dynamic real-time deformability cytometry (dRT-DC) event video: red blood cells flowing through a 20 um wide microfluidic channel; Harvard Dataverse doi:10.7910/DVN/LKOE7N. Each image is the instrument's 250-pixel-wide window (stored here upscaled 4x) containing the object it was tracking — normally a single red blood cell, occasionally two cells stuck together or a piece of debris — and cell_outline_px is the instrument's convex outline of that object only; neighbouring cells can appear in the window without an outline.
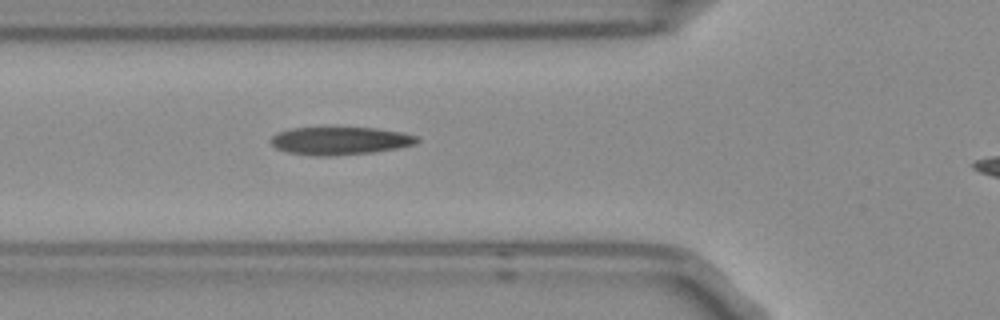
{"species": "Egyptian fruit bat (a non-hibernating species)", "species_latin": "Rousettus aegyptiacus", "temperature_condition": "room temperature", "stored_images_in_passage": 2, "camera_frame_rate_fps": 3000, "um_per_image_px": 0.085, "frame": {"image": 1, "passage_image": 2, "time_ms": 0.333, "image_size_px": [1000, 320], "cell_outline_px": [[420, 140], [416, 144], [400, 148], [372, 152], [328, 156], [316, 156], [288, 152], [276, 148], [272, 144], [272, 136], [280, 132], [292, 128], [376, 128], [404, 132], [420, 136]], "centroid_in_image_um": [28.99, 11.97], "position_along_channel_um": 96.8, "area_um2": 23.7}}